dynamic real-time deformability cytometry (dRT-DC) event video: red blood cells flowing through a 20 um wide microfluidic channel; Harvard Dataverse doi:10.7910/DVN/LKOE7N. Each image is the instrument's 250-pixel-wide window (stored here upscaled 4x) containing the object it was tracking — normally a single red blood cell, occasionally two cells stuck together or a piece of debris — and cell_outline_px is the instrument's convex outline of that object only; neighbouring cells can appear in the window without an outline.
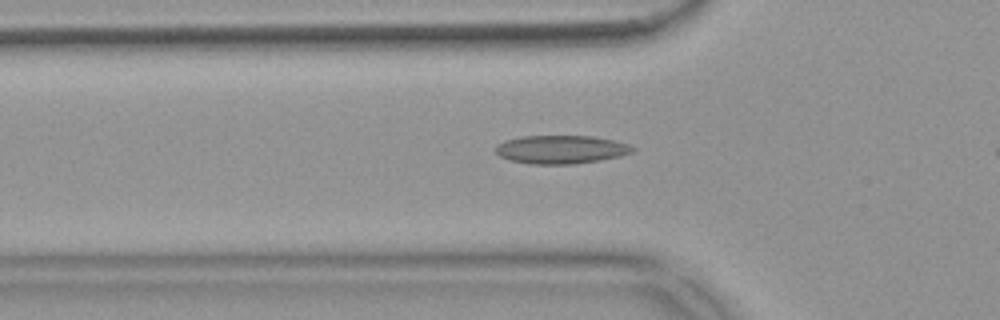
{"species": "common noctule bat (a hibernating species)", "species_latin": "Nyctalus noctula", "temperature_condition": "warm", "stored_images_in_passage": 31, "camera_frame_rate_fps": 3000, "um_per_image_px": 0.085, "animal": {"sex": "female", "body_mass_g": 18.4}, "frame": {"image": 1, "passage_image": 2, "time_ms": 0.333, "image_size_px": [1000, 320], "cell_outline_px": [[636, 148], [632, 152], [620, 156], [600, 160], [576, 164], [532, 164], [508, 160], [500, 156], [496, 152], [496, 144], [504, 140], [524, 136], [592, 136], [612, 140], [628, 144]], "centroid_in_image_um": [47.67, 12.71], "position_along_channel_um": 78.1, "area_um2": 22.66}}
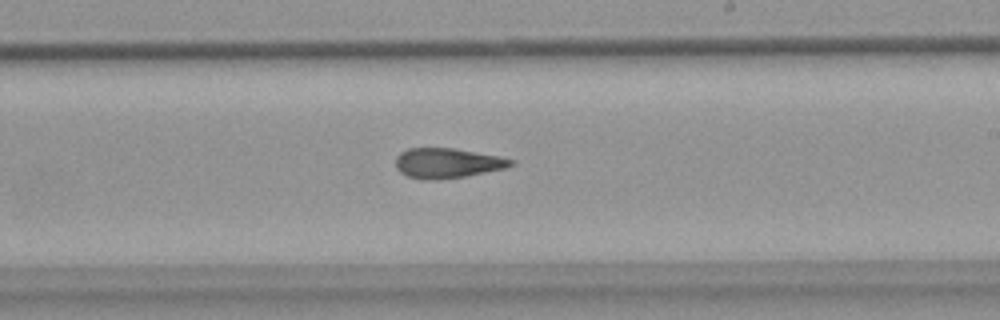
{"frame": {"image": 2, "passage_image": 16, "time_ms": 5.0, "image_size_px": [1000, 320], "cell_outline_px": [[516, 164], [504, 168], [468, 176], [440, 180], [420, 180], [408, 176], [400, 172], [396, 168], [396, 156], [400, 152], [408, 148], [452, 148], [496, 156], [516, 160]], "centroid_in_image_um": [37.99, 13.88], "position_along_channel_um": 251.0, "area_um2": 20.23}}
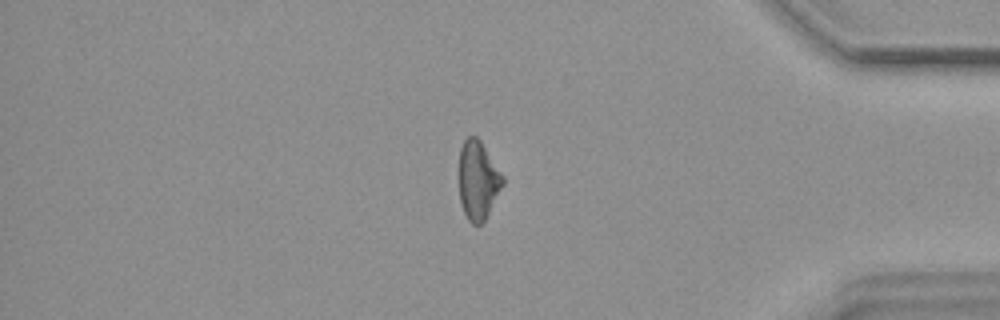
{"frame": {"image": 3, "passage_image": 30, "time_ms": 9.667, "image_size_px": [1000, 320], "cell_outline_px": [[504, 184], [484, 220], [480, 224], [472, 224], [468, 220], [464, 212], [460, 200], [460, 148], [464, 140], [468, 136], [476, 136], [480, 140], [504, 176]], "centroid_in_image_um": [40.64, 15.31], "position_along_channel_um": 394.6, "area_um2": 19.77}}